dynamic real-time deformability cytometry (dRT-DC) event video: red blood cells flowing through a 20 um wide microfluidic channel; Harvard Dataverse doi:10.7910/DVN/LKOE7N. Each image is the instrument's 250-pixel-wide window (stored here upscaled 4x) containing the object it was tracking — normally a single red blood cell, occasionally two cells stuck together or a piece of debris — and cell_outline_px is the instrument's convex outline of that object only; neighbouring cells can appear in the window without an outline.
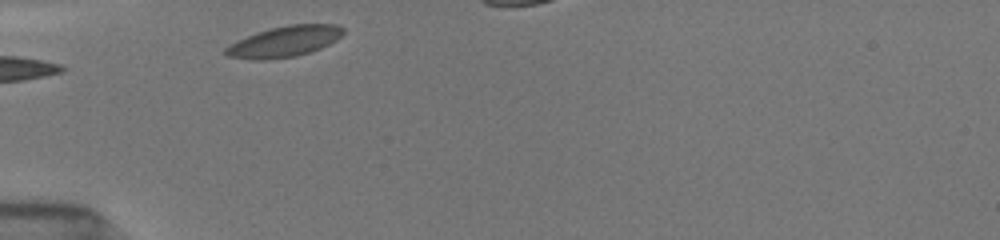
{"species": "common noctule bat (a hibernating species)", "species_latin": "Nyctalus noctula", "temperature_condition": "room temperature", "stored_images_in_passage": 5, "camera_frame_rate_fps": 3000, "um_per_image_px": 0.085, "animal": {"sex": "female", "body_mass_g": 19.5, "forearm_length_mm": 54.1}, "frame": {"image": 1, "passage_image": 1, "time_ms": 0.0, "image_size_px": [1000, 240], "cell_outline_px": [[344, 32], [336, 40], [320, 48], [296, 56], [268, 60], [252, 60], [228, 56], [224, 52], [224, 48], [236, 40], [256, 32], [268, 28], [288, 24], [336, 24], [344, 28]], "centroid_in_image_um": [24.14, 3.52], "position_along_channel_um": 60.9, "area_um2": 21.27}}
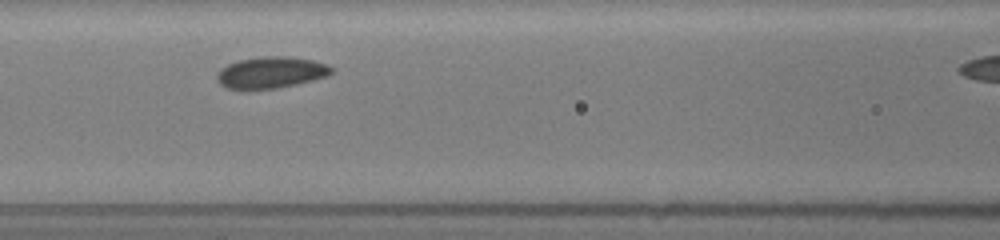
{"frame": {"image": 2, "passage_image": 3, "time_ms": 2.333, "image_size_px": [1000, 240], "cell_outline_px": [[332, 72], [328, 76], [280, 88], [228, 88], [220, 84], [216, 80], [216, 76], [220, 68], [228, 64], [240, 60], [260, 56], [276, 56], [312, 60], [328, 64], [332, 68]], "centroid_in_image_um": [23.03, 6.15], "position_along_channel_um": 143.6, "area_um2": 20.69}}